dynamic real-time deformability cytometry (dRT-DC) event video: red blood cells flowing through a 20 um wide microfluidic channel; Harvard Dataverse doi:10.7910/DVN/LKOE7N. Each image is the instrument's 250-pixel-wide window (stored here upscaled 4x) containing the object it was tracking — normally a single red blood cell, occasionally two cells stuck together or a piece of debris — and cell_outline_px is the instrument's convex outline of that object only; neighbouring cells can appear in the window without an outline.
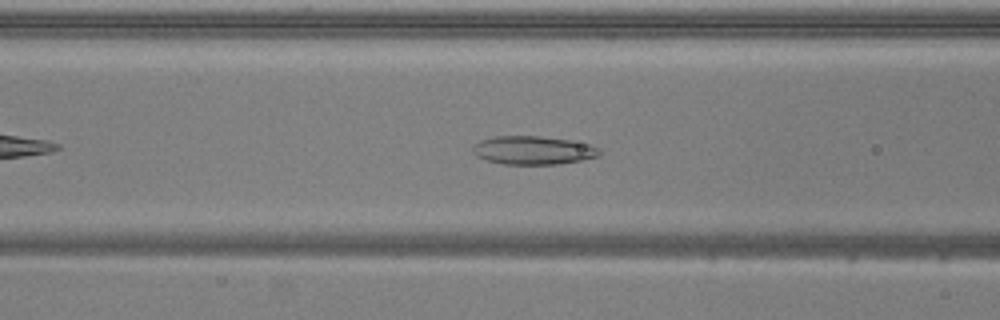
{"species": "common noctule bat (a hibernating species)", "species_latin": "Nyctalus noctula", "temperature_condition": "warm", "stored_images_in_passage": 45, "segment_of_instrument_passage": [1, 2], "camera_frame_rate_fps": 3000, "um_per_image_px": 0.085, "animal": {"sex": "male", "body_mass_g": 20.5, "forearm_length_mm": 52.5}, "frame": {"image": 1, "passage_image": 12, "time_ms": 3.667, "image_size_px": [1000, 320], "cell_outline_px": [[604, 152], [600, 156], [560, 164], [504, 164], [484, 160], [476, 156], [472, 152], [472, 148], [480, 140], [492, 136], [540, 136], [568, 140], [588, 144], [600, 148]], "centroid_in_image_um": [45.32, 12.77], "position_along_channel_um": 121.3, "area_um2": 21.15}}
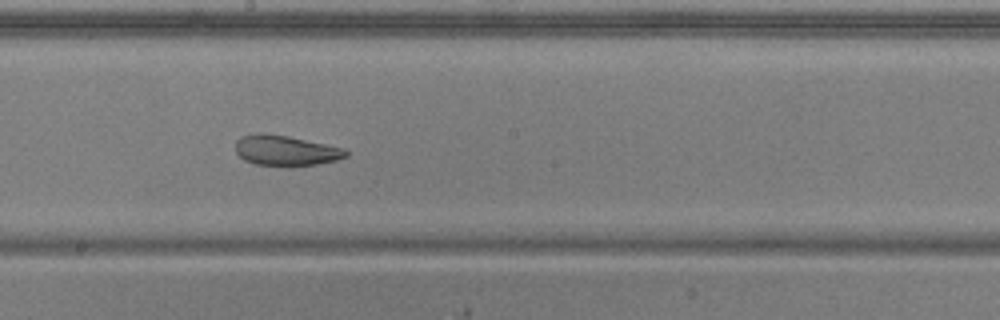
{"frame": {"image": 2, "passage_image": 20, "time_ms": 6.333, "image_size_px": [1000, 320], "cell_outline_px": [[348, 156], [336, 160], [316, 164], [256, 164], [244, 160], [236, 152], [236, 140], [240, 136], [260, 132], [288, 136], [344, 148], [348, 152]], "centroid_in_image_um": [24.26, 12.76], "position_along_channel_um": 223.9, "area_um2": 19.02}}
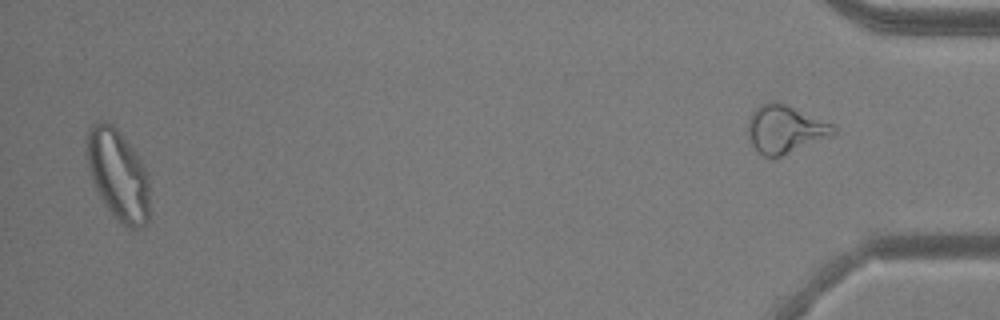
{"frame": {"image": 3, "passage_image": 43, "time_ms": 14.0, "image_size_px": [1000, 320], "cell_outline_px": [[148, 220], [144, 228], [132, 232], [120, 224], [104, 204], [92, 180], [84, 156], [84, 152], [88, 128], [92, 124], [104, 120], [112, 124], [120, 132], [132, 148], [140, 160], [148, 176]], "centroid_in_image_um": [10.0, 14.89], "position_along_channel_um": 425.2, "area_um2": 33.81}}